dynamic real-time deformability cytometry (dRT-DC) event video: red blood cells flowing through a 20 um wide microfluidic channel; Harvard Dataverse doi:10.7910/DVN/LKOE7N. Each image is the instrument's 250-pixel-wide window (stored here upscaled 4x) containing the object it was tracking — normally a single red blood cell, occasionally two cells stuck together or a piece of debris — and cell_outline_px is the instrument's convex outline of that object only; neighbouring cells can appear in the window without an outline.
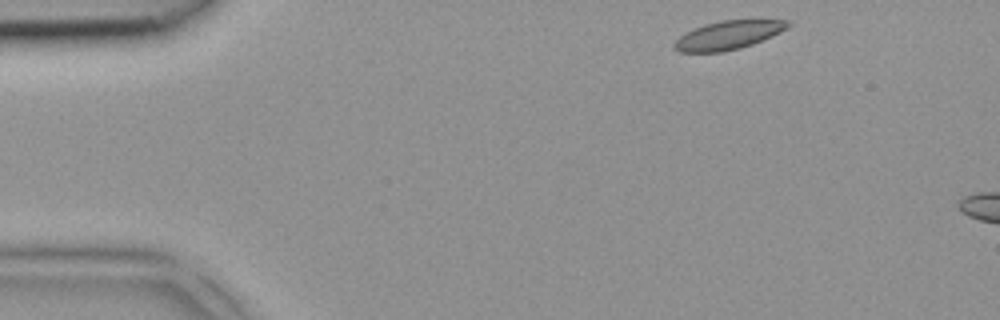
{"species": "common noctule bat (a hibernating species)", "species_latin": "Nyctalus noctula", "temperature_condition": "room temperature", "stored_images_in_passage": 4, "camera_frame_rate_fps": 3000, "um_per_image_px": 0.085, "animal": {"sex": "female", "body_mass_g": 18.4}, "frame": {"image": 1, "passage_image": 1, "time_ms": 0.0, "image_size_px": [1000, 320], "cell_outline_px": [[792, 24], [788, 28], [772, 36], [752, 44], [740, 48], [720, 52], [680, 52], [672, 48], [672, 44], [680, 36], [704, 24], [720, 20], [788, 20]], "centroid_in_image_um": [61.9, 2.99], "position_along_channel_um": 23.1, "area_um2": 18.84}}